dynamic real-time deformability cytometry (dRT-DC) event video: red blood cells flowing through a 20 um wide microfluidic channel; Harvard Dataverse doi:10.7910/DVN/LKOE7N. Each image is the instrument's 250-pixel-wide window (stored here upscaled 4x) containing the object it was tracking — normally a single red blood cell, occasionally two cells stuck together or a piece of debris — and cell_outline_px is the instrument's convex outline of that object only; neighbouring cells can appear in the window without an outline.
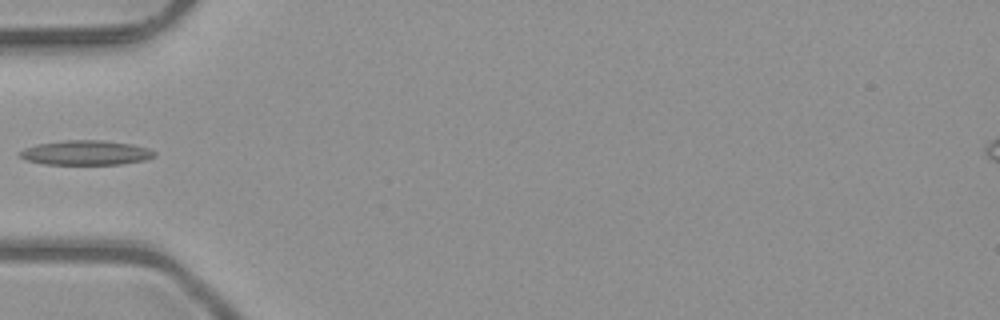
{"species": "common noctule bat (a hibernating species)", "species_latin": "Nyctalus noctula", "temperature_condition": "room temperature", "stored_images_in_passage": 3, "camera_frame_rate_fps": 3000, "um_per_image_px": 0.085, "animal": {"sex": "male", "body_mass_g": 23.1, "forearm_length_mm": 52.7}, "frame": {"image": 1, "passage_image": 2, "time_ms": 0.333, "image_size_px": [1000, 320], "cell_outline_px": [[156, 156], [144, 160], [120, 164], [44, 164], [28, 160], [20, 156], [20, 152], [24, 148], [36, 144], [64, 140], [104, 140], [132, 144], [148, 148], [156, 152]], "centroid_in_image_um": [7.32, 12.97], "position_along_channel_um": 77.7, "area_um2": 19.25}}
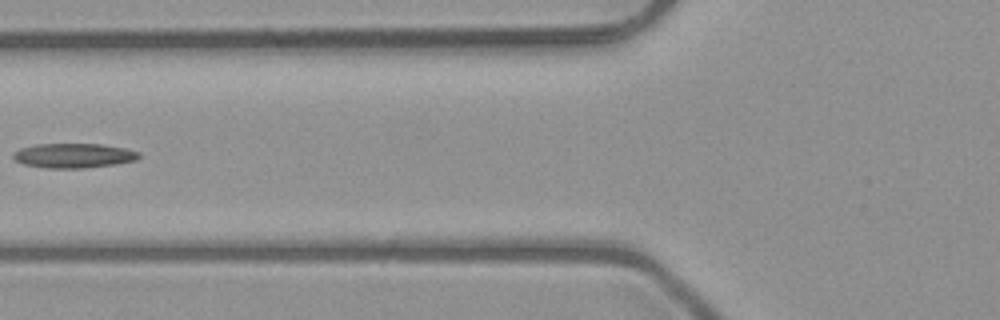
{"frame": {"image": 2, "passage_image": 3, "time_ms": 0.667, "image_size_px": [1000, 320], "cell_outline_px": [[140, 156], [136, 160], [112, 164], [84, 168], [48, 168], [24, 164], [16, 160], [12, 156], [12, 152], [20, 148], [36, 144], [100, 144], [124, 148], [140, 152]], "centroid_in_image_um": [6.23, 13.22], "position_along_channel_um": 119.6, "area_um2": 17.86}}